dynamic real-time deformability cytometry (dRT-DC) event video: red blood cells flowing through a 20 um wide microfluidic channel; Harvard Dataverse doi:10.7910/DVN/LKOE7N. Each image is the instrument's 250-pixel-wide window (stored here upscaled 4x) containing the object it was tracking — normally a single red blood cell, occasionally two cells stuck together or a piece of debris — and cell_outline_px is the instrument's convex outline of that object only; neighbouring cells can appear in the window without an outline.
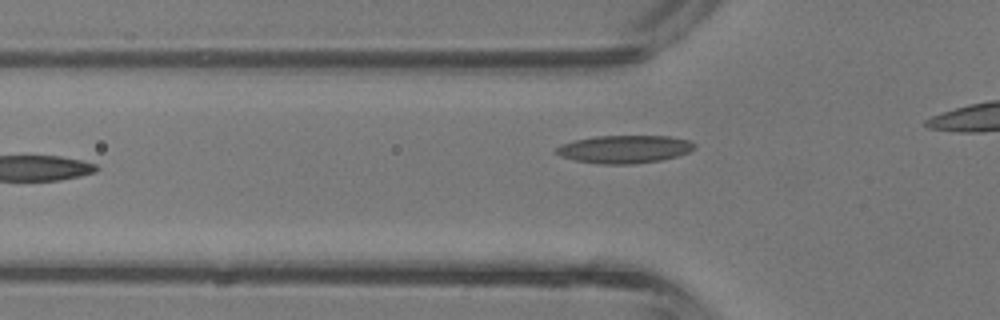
{"species": "common noctule bat (a hibernating species)", "species_latin": "Nyctalus noctula", "temperature_condition": "room temperature", "stored_images_in_passage": 6, "segment_of_instrument_passage": [1, 2], "camera_frame_rate_fps": 3000, "um_per_image_px": 0.085, "animal": {"sex": "male", "body_mass_g": 13.3}, "frame": {"image": 1, "passage_image": 5, "time_ms": 1.333, "image_size_px": [1000, 320], "cell_outline_px": [[696, 148], [688, 152], [676, 156], [660, 160], [632, 164], [600, 164], [576, 160], [560, 156], [552, 152], [560, 144], [576, 140], [596, 136], [668, 136], [692, 140], [696, 144]], "centroid_in_image_um": [53.08, 12.67], "position_along_channel_um": 72.7, "area_um2": 22.54}}